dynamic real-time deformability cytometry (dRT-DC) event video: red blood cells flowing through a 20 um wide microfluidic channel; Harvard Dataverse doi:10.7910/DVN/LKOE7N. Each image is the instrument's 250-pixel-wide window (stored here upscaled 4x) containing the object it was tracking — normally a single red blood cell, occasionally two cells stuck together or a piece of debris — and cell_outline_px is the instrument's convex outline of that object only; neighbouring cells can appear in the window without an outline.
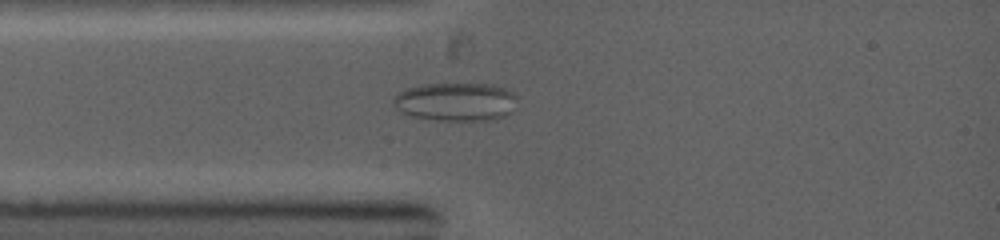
{"species": "common noctule bat (a hibernating species)", "species_latin": "Nyctalus noctula", "temperature_condition": "warm", "stored_images_in_passage": 19, "camera_frame_rate_fps": 5000, "um_per_image_px": 0.085, "animal": {"sex": "female", "body_mass_g": 19.0, "forearm_length_mm": 53.3}, "frame": {"image": 1, "passage_image": 5, "time_ms": 2.0, "image_size_px": [1000, 240], "cell_outline_px": [[516, 96], [508, 112], [504, 116], [492, 120], [444, 120], [412, 116], [396, 108], [392, 104], [392, 100], [396, 92], [420, 84], [492, 84], [504, 88], [512, 92]], "centroid_in_image_um": [38.67, 8.63], "position_along_channel_um": 46.3, "area_um2": 27.34}}
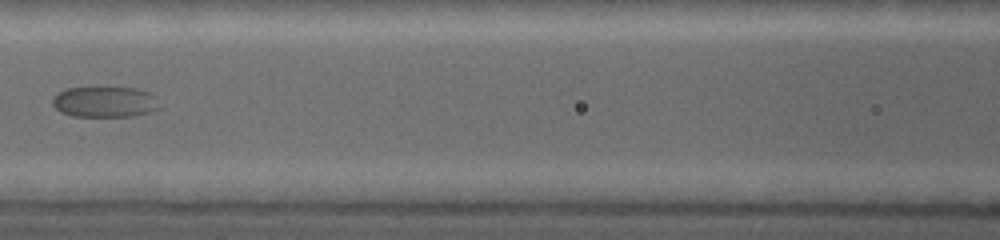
{"frame": {"image": 2, "passage_image": 10, "time_ms": 4.8, "image_size_px": [1000, 240], "cell_outline_px": [[160, 108], [148, 112], [132, 116], [72, 116], [60, 112], [52, 104], [52, 100], [56, 92], [68, 88], [136, 88], [152, 92], [156, 96]], "centroid_in_image_um": [8.91, 8.66], "position_along_channel_um": 157.7, "area_um2": 19.25}}
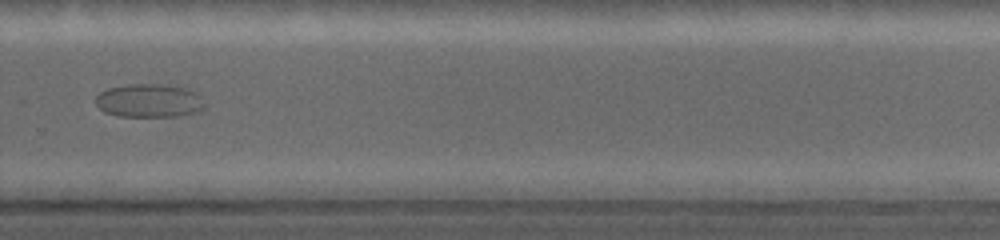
{"frame": {"image": 3, "passage_image": 18, "time_ms": 8.8, "image_size_px": [1000, 240], "cell_outline_px": [[204, 108], [200, 112], [180, 116], [116, 116], [104, 112], [96, 104], [96, 96], [100, 92], [108, 88], [124, 84], [176, 84], [188, 88], [196, 92], [200, 96], [204, 104]], "centroid_in_image_um": [12.71, 8.54], "position_along_channel_um": 317.1, "area_um2": 21.73}}